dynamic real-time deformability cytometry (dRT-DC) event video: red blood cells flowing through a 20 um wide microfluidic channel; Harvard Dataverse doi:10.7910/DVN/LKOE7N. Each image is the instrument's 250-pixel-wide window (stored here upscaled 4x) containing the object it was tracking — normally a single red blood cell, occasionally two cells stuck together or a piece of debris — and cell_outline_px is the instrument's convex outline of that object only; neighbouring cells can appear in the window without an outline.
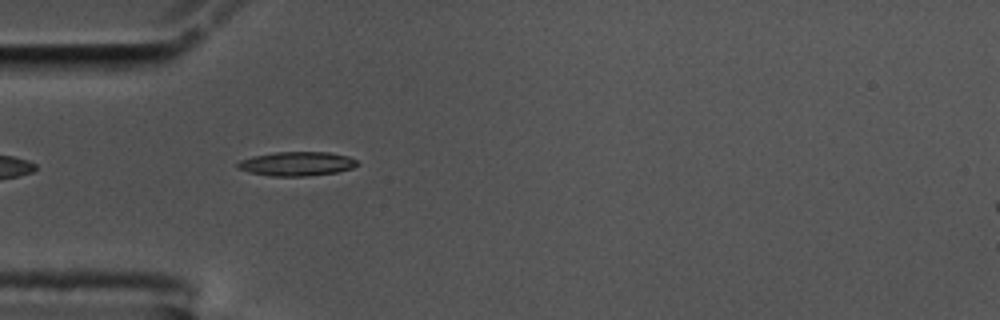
{"species": "common noctule bat (a hibernating species)", "species_latin": "Nyctalus noctula", "temperature_condition": "cold", "stored_images_in_passage": 41, "camera_frame_rate_fps": 3000, "um_per_image_px": 0.085, "animal": {"sex": "male", "body_mass_g": 17.5, "forearm_length_mm": 52.3}, "frame": {"image": 1, "passage_image": 1, "time_ms": 0.0, "image_size_px": [1000, 320], "cell_outline_px": [[360, 164], [352, 168], [336, 172], [304, 176], [272, 176], [248, 172], [240, 168], [236, 164], [240, 160], [252, 156], [276, 152], [328, 152], [348, 156], [356, 160]], "centroid_in_image_um": [25.23, 13.91], "position_along_channel_um": 59.8, "area_um2": 16.7}}
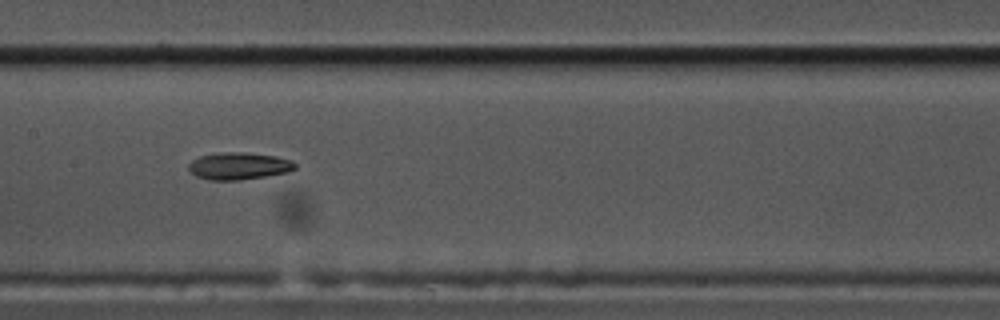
{"frame": {"image": 2, "passage_image": 12, "time_ms": 3.667, "image_size_px": [1000, 320], "cell_outline_px": [[296, 168], [288, 172], [264, 176], [236, 180], [208, 180], [196, 176], [188, 168], [188, 164], [192, 160], [200, 156], [216, 152], [244, 152], [276, 156], [292, 160], [296, 164]], "centroid_in_image_um": [20.29, 14.09], "position_along_channel_um": 187.1, "area_um2": 16.88}}
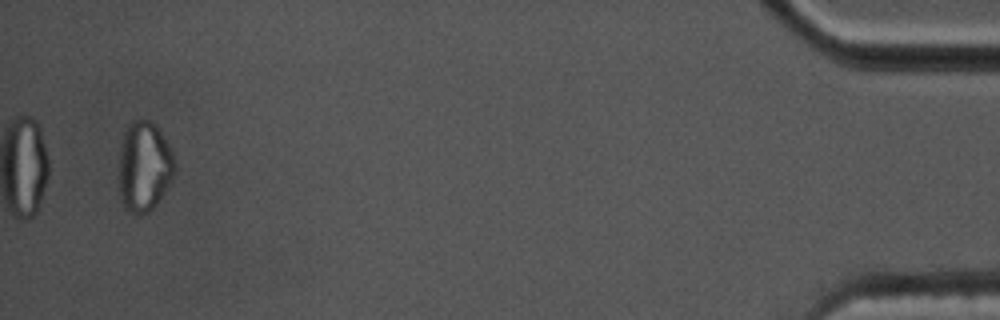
{"frame": {"image": 3, "passage_image": 39, "time_ms": 12.667, "image_size_px": [1000, 320], "cell_outline_px": [[176, 168], [172, 180], [160, 200], [148, 212], [132, 212], [124, 208], [120, 200], [120, 152], [124, 132], [128, 124], [132, 120], [148, 120], [156, 124], [168, 144], [172, 152], [176, 164]], "centroid_in_image_um": [12.28, 14.14], "position_along_channel_um": 422.9, "area_um2": 29.19}, "authors_computed_cell_mechanics": {"area_um2": 17.051, "velocity_mm_per_s": 3.5357, "shape_relaxation_time_tau1_ms": 5.2548, "shape_relaxation_time_tau2_ms": 10.9308, "deformation_change_tau1": 0.2148, "deformation_change_tau2": 0.2169}}